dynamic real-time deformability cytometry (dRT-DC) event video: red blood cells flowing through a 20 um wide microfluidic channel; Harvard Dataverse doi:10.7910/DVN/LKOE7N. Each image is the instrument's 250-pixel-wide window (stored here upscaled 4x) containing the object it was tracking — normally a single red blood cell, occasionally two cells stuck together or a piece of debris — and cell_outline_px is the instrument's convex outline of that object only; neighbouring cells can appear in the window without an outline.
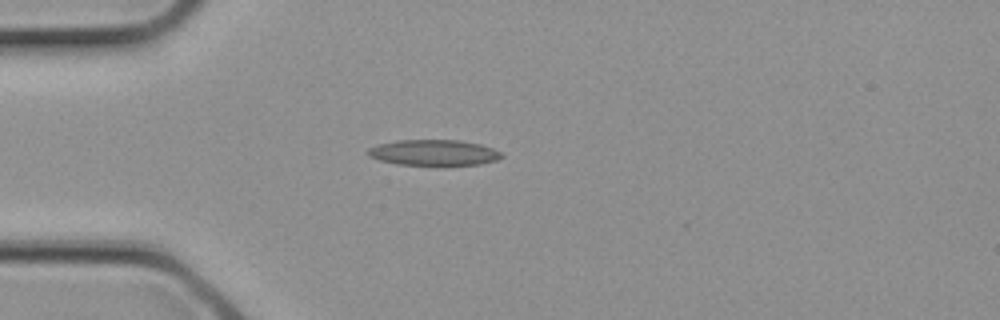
{"species": "common noctule bat (a hibernating species)", "species_latin": "Nyctalus noctula", "temperature_condition": "cold", "stored_images_in_passage": 2, "camera_frame_rate_fps": 3000, "um_per_image_px": 0.085, "animal": {"sex": "female", "body_mass_g": 21.9}, "frame": {"image": 1, "passage_image": 2, "time_ms": 0.333, "image_size_px": [1000, 320], "cell_outline_px": [[504, 156], [496, 160], [480, 164], [396, 164], [380, 160], [368, 156], [364, 152], [368, 148], [380, 144], [396, 140], [460, 140], [480, 144], [492, 148], [500, 152]], "centroid_in_image_um": [36.83, 12.96], "position_along_channel_um": 48.2, "area_um2": 19.83}}